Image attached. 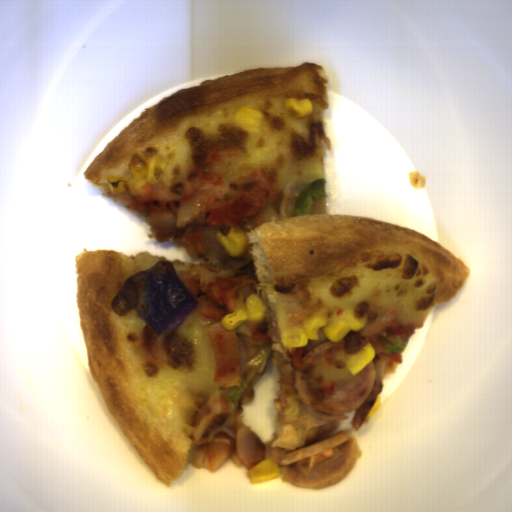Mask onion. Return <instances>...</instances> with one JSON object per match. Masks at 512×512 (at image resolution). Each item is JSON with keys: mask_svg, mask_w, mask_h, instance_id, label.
<instances>
[{"mask_svg": "<svg viewBox=\"0 0 512 512\" xmlns=\"http://www.w3.org/2000/svg\"><path fill=\"white\" fill-rule=\"evenodd\" d=\"M177 273L173 261L164 260L132 273L111 300L110 307L117 316L135 311L147 328L170 340L184 320L199 308L198 300Z\"/></svg>", "mask_w": 512, "mask_h": 512, "instance_id": "obj_1", "label": "onion"}]
</instances>
